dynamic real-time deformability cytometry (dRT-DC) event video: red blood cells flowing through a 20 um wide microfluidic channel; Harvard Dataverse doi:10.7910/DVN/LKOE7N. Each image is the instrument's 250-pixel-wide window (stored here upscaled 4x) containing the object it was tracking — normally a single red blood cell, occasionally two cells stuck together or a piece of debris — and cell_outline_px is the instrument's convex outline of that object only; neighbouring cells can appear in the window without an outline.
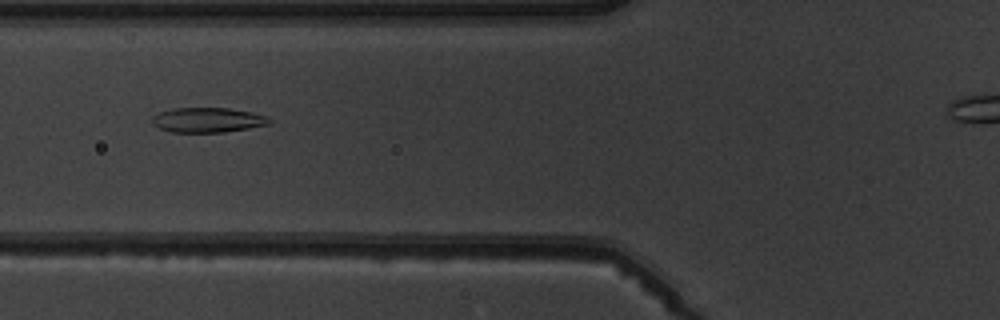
{"species": "common noctule bat (a hibernating species)", "species_latin": "Nyctalus noctula", "temperature_condition": "warm", "stored_images_in_passage": 5, "camera_frame_rate_fps": 3000, "um_per_image_px": 0.085, "animal": {"sex": "male", "body_mass_g": 19.5, "forearm_length_mm": 54.6}, "frame": {"image": 1, "passage_image": 3, "time_ms": 2.333, "image_size_px": [1000, 320], "cell_outline_px": [[272, 120], [268, 124], [248, 128], [224, 132], [172, 132], [160, 128], [152, 124], [152, 116], [160, 112], [176, 108], [228, 108], [252, 112], [268, 116]], "centroid_in_image_um": [17.66, 10.2], "position_along_channel_um": 108.1, "area_um2": 16.88}}
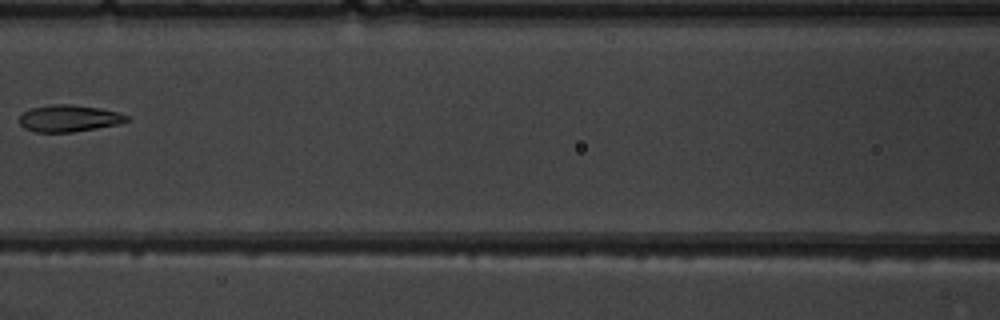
{"frame": {"image": 2, "passage_image": 4, "time_ms": 3.667, "image_size_px": [1000, 320], "cell_outline_px": [[132, 120], [120, 124], [72, 132], [36, 132], [24, 128], [20, 124], [20, 116], [24, 112], [32, 108], [52, 104], [72, 104], [100, 108], [116, 112], [128, 116]], "centroid_in_image_um": [5.89, 10.06], "position_along_channel_um": 160.7, "area_um2": 16.76}}
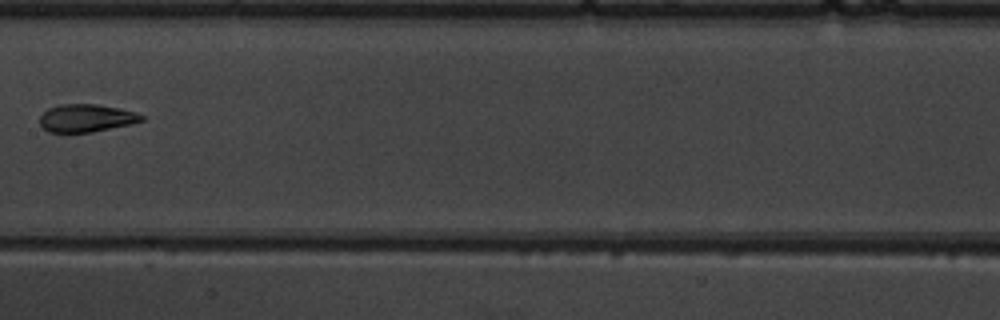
{"frame": {"image": 3, "passage_image": 5, "time_ms": 4.667, "image_size_px": [1000, 320], "cell_outline_px": [[144, 120], [128, 124], [92, 132], [48, 132], [40, 124], [40, 116], [48, 108], [60, 104], [96, 104], [120, 108], [144, 116]], "centroid_in_image_um": [7.29, 10.03], "position_along_channel_um": 200.1, "area_um2": 16.24}}